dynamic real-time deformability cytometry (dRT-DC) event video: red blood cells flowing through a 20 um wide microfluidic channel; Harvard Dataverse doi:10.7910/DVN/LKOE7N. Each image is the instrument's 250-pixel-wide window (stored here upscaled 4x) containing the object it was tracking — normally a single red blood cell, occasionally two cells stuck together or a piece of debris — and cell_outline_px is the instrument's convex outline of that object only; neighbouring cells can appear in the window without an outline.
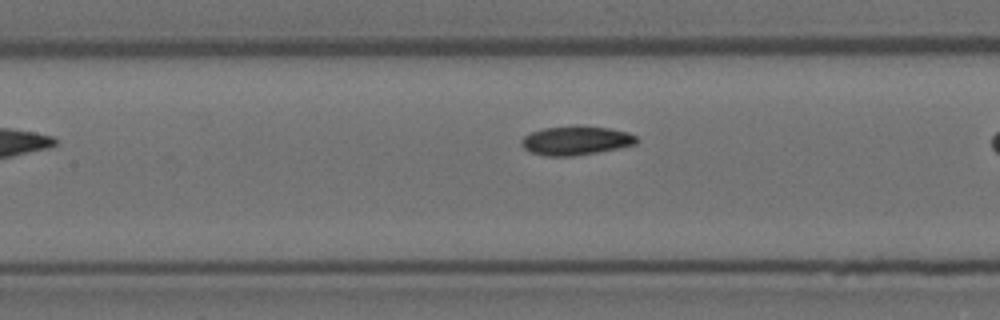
{"species": "Egyptian fruit bat (a non-hibernating species)", "species_latin": "Rousettus aegyptiacus", "temperature_condition": "room temperature", "stored_images_in_passage": 25, "camera_frame_rate_fps": 3000, "um_per_image_px": 0.085, "animal": {"sex": "female"}, "frame": {"image": 1, "passage_image": 8, "time_ms": 2.333, "image_size_px": [1000, 320], "cell_outline_px": [[640, 140], [636, 144], [596, 152], [572, 156], [548, 156], [532, 152], [524, 148], [520, 144], [520, 140], [524, 136], [532, 132], [544, 128], [572, 124], [576, 124], [608, 128], [628, 132], [636, 136]], "centroid_in_image_um": [48.95, 11.92], "position_along_channel_um": 158.5, "area_um2": 19.59}}
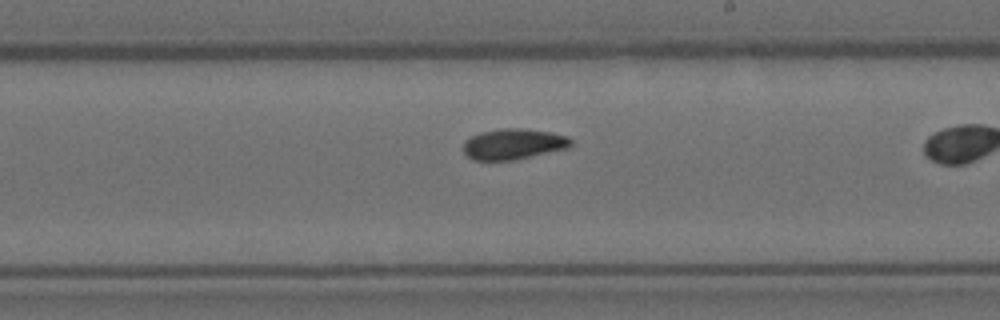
{"frame": {"image": 2, "passage_image": 15, "time_ms": 4.667, "image_size_px": [1000, 320], "cell_outline_px": [[572, 144], [568, 148], [512, 160], [472, 160], [464, 152], [464, 140], [480, 132], [500, 128], [524, 128], [552, 132], [568, 136], [572, 140]], "centroid_in_image_um": [43.65, 12.23], "position_along_channel_um": 245.4, "area_um2": 19.31}}
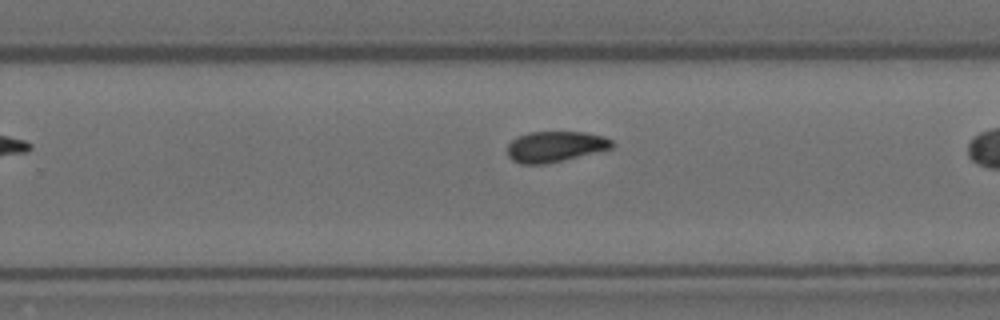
{"frame": {"image": 3, "passage_image": 18, "time_ms": 5.667, "image_size_px": [1000, 320], "cell_outline_px": [[612, 148], [544, 164], [520, 164], [512, 160], [508, 156], [508, 144], [512, 140], [528, 132], [584, 132], [604, 136], [612, 140]], "centroid_in_image_um": [47.16, 12.45], "position_along_channel_um": 282.6, "area_um2": 18.44}}